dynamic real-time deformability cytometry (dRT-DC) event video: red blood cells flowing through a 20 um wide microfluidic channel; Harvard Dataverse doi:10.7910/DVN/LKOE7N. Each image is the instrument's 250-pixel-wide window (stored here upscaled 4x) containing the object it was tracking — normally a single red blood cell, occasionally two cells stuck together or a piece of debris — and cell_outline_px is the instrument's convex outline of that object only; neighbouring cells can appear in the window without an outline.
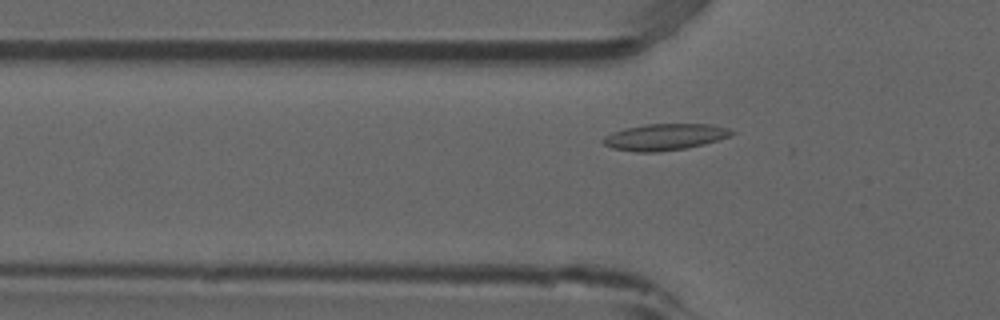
{"species": "common noctule bat (a hibernating species)", "species_latin": "Nyctalus noctula", "temperature_condition": "room temperature", "stored_images_in_passage": 50, "camera_frame_rate_fps": 3000, "um_per_image_px": 0.085, "animal": {"sex": "male", "forearm_length_mm": 52.5}, "frame": {"image": 1, "passage_image": 14, "time_ms": 4.333, "image_size_px": [1000, 320], "cell_outline_px": [[736, 132], [728, 136], [704, 144], [684, 148], [656, 152], [636, 152], [612, 148], [604, 144], [600, 140], [604, 136], [612, 132], [624, 128], [648, 124], [712, 124], [728, 128]], "centroid_in_image_um": [56.46, 11.64], "position_along_channel_um": 69.3, "area_um2": 19.71}}
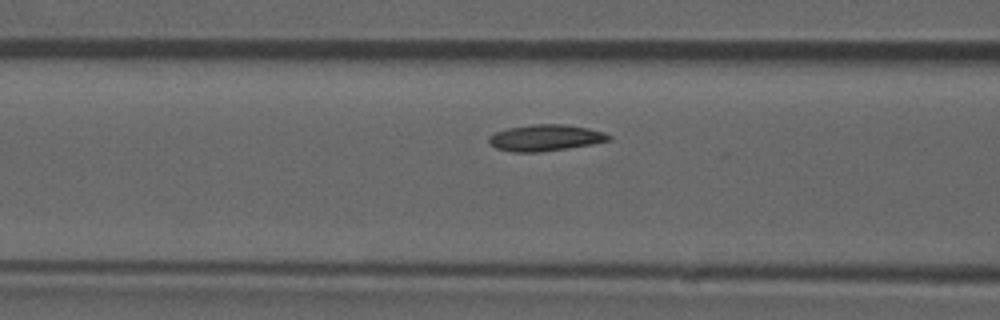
{"frame": {"image": 2, "passage_image": 18, "time_ms": 5.667, "image_size_px": [1000, 320], "cell_outline_px": [[612, 140], [592, 144], [568, 148], [540, 152], [512, 152], [496, 148], [488, 140], [488, 136], [496, 132], [508, 128], [532, 124], [564, 124], [588, 128], [604, 132], [612, 136]], "centroid_in_image_um": [46.38, 11.71], "position_along_channel_um": 120.2, "area_um2": 18.44}}
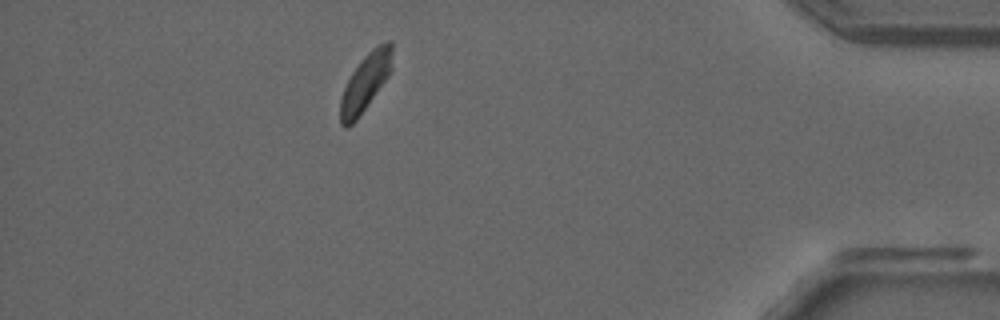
{"frame": {"image": 3, "passage_image": 44, "time_ms": 14.333, "image_size_px": [1000, 320], "cell_outline_px": [[392, 68], [388, 76], [356, 120], [348, 128], [344, 128], [340, 124], [340, 100], [344, 88], [352, 72], [364, 56], [376, 44], [388, 40], [392, 40]], "centroid_in_image_um": [31.06, 6.98], "position_along_channel_um": 404.1, "area_um2": 17.22}, "authors_computed_cell_mechanics": {"area_um2": 17.8891, "velocity_mm_per_s": 3.8308, "shape_relaxation_time_tau1_ms": 6.1595, "shape_relaxation_time_tau2_ms": 9.9691, "deformation_change_tau1": 0.0978, "deformation_change_tau2": 0.152}}